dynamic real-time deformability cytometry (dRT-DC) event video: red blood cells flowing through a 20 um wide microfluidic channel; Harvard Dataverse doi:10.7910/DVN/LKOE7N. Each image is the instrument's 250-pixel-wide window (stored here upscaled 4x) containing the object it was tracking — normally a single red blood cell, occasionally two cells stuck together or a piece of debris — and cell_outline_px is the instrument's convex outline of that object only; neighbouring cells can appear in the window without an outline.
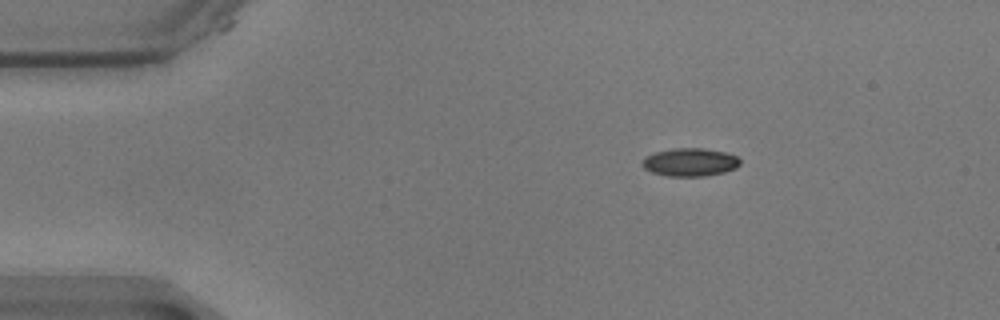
{"species": "common noctule bat (a hibernating species)", "species_latin": "Nyctalus noctula", "temperature_condition": "warm", "stored_images_in_passage": 50, "camera_frame_rate_fps": 3000, "um_per_image_px": 0.085, "animal": {"sex": "male", "body_mass_g": 17.9}, "frame": {"image": 1, "passage_image": 1, "time_ms": 0.0, "image_size_px": [1000, 320], "cell_outline_px": [[740, 164], [736, 168], [724, 172], [704, 176], [668, 176], [652, 172], [644, 168], [640, 164], [640, 160], [644, 156], [656, 152], [676, 148], [704, 148], [724, 152], [736, 156], [740, 160]], "centroid_in_image_um": [58.61, 13.78], "position_along_channel_um": 26.4, "area_um2": 16.07}}
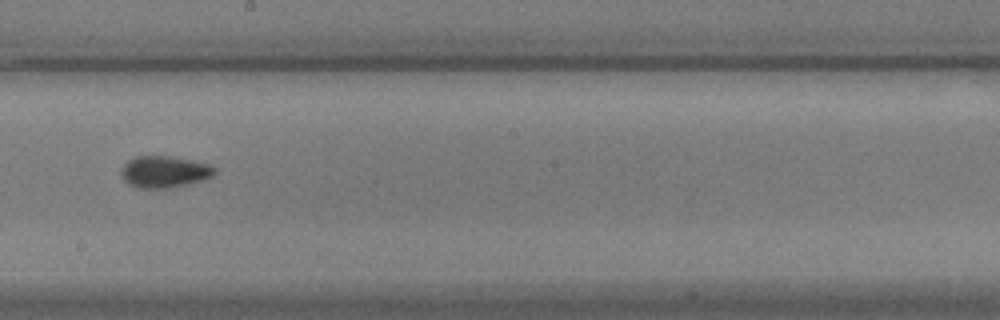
{"frame": {"image": 2, "passage_image": 24, "time_ms": 7.667, "image_size_px": [1000, 320], "cell_outline_px": [[216, 172], [212, 176], [204, 180], [188, 184], [168, 188], [140, 188], [128, 184], [124, 180], [120, 172], [120, 168], [128, 160], [136, 156], [168, 156], [208, 164], [216, 168]], "centroid_in_image_um": [13.95, 14.61], "position_along_channel_um": 234.3, "area_um2": 17.22}}
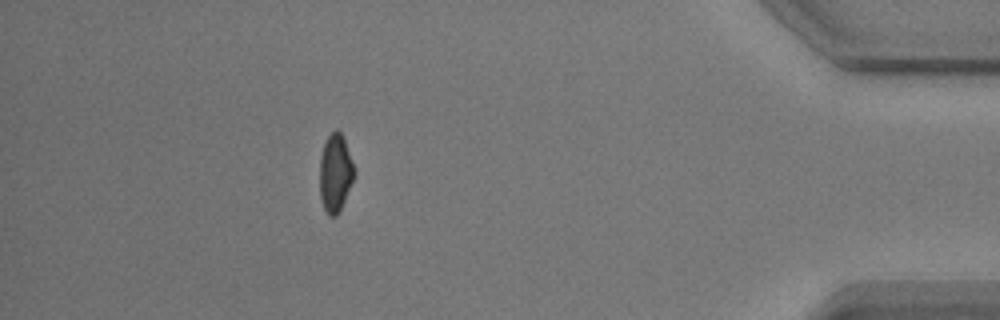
{"frame": {"image": 3, "passage_image": 43, "time_ms": 14.0, "image_size_px": [1000, 320], "cell_outline_px": [[356, 172], [344, 200], [336, 216], [328, 216], [324, 208], [320, 196], [320, 156], [324, 144], [328, 136], [336, 128], [340, 132], [344, 140], [356, 168]], "centroid_in_image_um": [28.5, 14.69], "position_along_channel_um": 406.7, "area_um2": 15.55}, "authors_computed_cell_mechanics": {"area_um2": 16.1262, "velocity_mm_per_s": 3.5102, "shape_relaxation_time_tau1_ms": 5.5793, "shape_relaxation_time_tau2_ms": 1.4012, "deformation_change_tau1": 0.1395, "deformation_change_tau2": 0.0602}}